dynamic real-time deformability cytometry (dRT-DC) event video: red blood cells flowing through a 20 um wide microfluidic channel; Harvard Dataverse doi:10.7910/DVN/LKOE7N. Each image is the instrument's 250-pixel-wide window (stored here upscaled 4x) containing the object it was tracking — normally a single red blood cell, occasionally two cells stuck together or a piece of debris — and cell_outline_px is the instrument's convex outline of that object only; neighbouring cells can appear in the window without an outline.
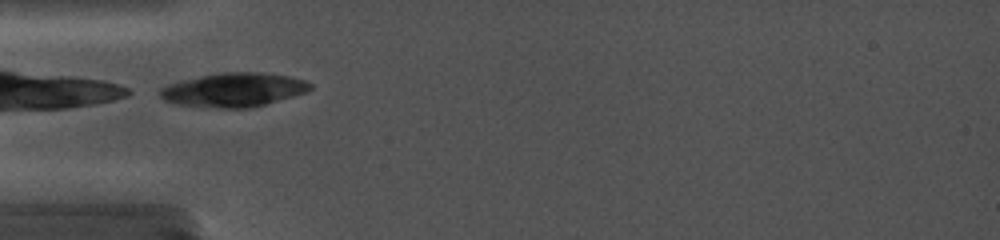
{"species": "common noctule bat (a hibernating species)", "species_latin": "Nyctalus noctula", "temperature_condition": "cold", "stored_images_in_passage": 21, "camera_frame_rate_fps": 5000, "um_per_image_px": 0.085, "animal": {"sex": "female", "body_mass_g": 19.0, "forearm_length_mm": 56.7}, "frame": {"image": 1, "passage_image": 1, "time_ms": 0.0, "image_size_px": [1000, 240], "cell_outline_px": [[312, 88], [308, 92], [264, 104], [248, 108], [216, 108], [176, 104], [164, 100], [160, 96], [160, 88], [168, 84], [180, 80], [220, 72], [260, 72], [288, 76], [304, 80], [312, 84]], "centroid_in_image_um": [19.85, 7.63], "position_along_channel_um": 65.1, "area_um2": 29.71}}
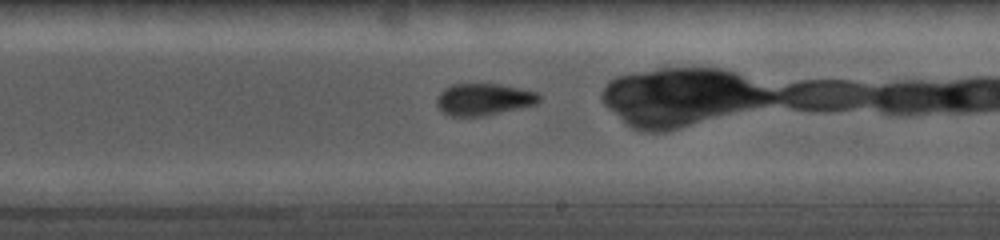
{"frame": {"image": 2, "passage_image": 12, "time_ms": 3.8, "image_size_px": [1000, 240], "cell_outline_px": [[540, 100], [536, 104], [480, 116], [452, 116], [444, 112], [436, 104], [436, 96], [444, 88], [452, 84], [500, 84], [536, 92], [540, 96]], "centroid_in_image_um": [41.08, 8.43], "position_along_channel_um": 247.9, "area_um2": 18.73}}